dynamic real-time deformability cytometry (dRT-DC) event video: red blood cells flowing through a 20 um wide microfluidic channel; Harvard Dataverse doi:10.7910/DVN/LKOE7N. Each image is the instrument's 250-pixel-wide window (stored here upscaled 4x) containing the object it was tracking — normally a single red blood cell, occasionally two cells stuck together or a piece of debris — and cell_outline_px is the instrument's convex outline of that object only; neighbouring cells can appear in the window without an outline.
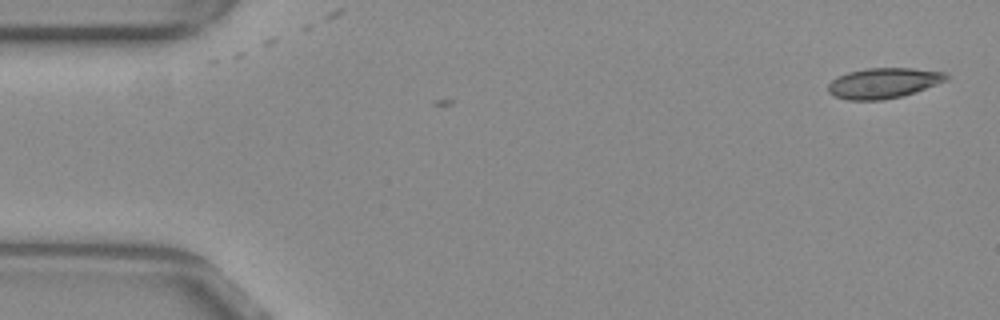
{"species": "common noctule bat (a hibernating species)", "species_latin": "Nyctalus noctula", "temperature_condition": "warm", "stored_images_in_passage": 3, "camera_frame_rate_fps": 3000, "um_per_image_px": 0.085, "animal": {"sex": "female", "body_mass_g": 29.2, "forearm_length_mm": 56.3}, "frame": {"image": 1, "passage_image": 3, "time_ms": 0.667, "image_size_px": [1000, 320], "cell_outline_px": [[948, 80], [900, 96], [880, 100], [848, 100], [836, 96], [828, 92], [828, 84], [836, 76], [848, 72], [868, 68], [912, 68], [944, 72], [948, 76]], "centroid_in_image_um": [75.05, 7.05], "position_along_channel_um": 9.9, "area_um2": 20.63}}